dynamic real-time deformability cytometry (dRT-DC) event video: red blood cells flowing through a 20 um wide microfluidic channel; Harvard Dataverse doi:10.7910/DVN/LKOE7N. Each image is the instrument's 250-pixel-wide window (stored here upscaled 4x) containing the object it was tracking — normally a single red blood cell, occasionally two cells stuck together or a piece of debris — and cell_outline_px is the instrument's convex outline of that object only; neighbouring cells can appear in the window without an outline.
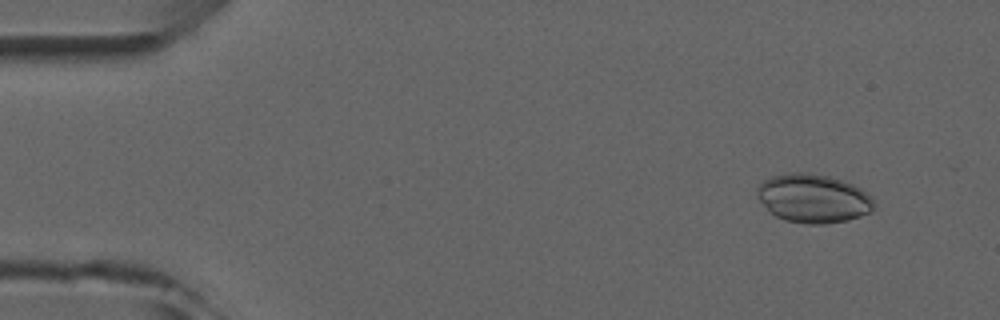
{"species": "common noctule bat (a hibernating species)", "species_latin": "Nyctalus noctula", "temperature_condition": "room temperature", "stored_images_in_passage": 4, "camera_frame_rate_fps": 3000, "um_per_image_px": 0.085, "animal": {"sex": "male", "forearm_length_mm": 52.5}, "frame": {"image": 1, "passage_image": 2, "time_ms": 1.333, "image_size_px": [1000, 320], "cell_outline_px": [[876, 204], [868, 212], [860, 216], [848, 220], [824, 224], [804, 224], [784, 220], [768, 212], [756, 196], [756, 188], [764, 180], [772, 176], [788, 172], [808, 172], [828, 176], [844, 180], [860, 188], [872, 196]], "centroid_in_image_um": [69.1, 16.86], "position_along_channel_um": 15.9, "area_um2": 33.58}}